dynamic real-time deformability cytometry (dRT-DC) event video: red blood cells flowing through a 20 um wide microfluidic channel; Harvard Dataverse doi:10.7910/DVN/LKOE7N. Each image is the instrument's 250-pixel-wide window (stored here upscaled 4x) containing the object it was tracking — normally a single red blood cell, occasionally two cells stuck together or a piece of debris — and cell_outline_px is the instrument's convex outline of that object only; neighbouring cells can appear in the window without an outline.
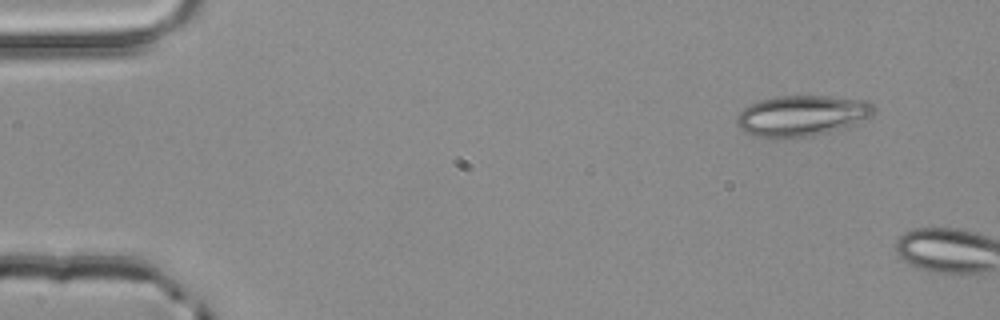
{"species": "common noctule bat (a hibernating species)", "species_latin": "Nyctalus noctula", "temperature_condition": "room temperature", "stored_images_in_passage": 2, "camera_frame_rate_fps": 3000, "um_per_image_px": 0.085, "animal": {"sex": "male", "body_mass_g": 20.4}, "frame": {"image": 1, "passage_image": 1, "time_ms": 0.0, "image_size_px": [1000, 320], "cell_outline_px": [[876, 112], [872, 116], [856, 124], [828, 132], [808, 136], [756, 136], [744, 132], [736, 124], [736, 116], [748, 104], [760, 100], [776, 96], [828, 96], [868, 100], [876, 108]], "centroid_in_image_um": [68.19, 9.8], "position_along_channel_um": 16.8, "area_um2": 32.43}}